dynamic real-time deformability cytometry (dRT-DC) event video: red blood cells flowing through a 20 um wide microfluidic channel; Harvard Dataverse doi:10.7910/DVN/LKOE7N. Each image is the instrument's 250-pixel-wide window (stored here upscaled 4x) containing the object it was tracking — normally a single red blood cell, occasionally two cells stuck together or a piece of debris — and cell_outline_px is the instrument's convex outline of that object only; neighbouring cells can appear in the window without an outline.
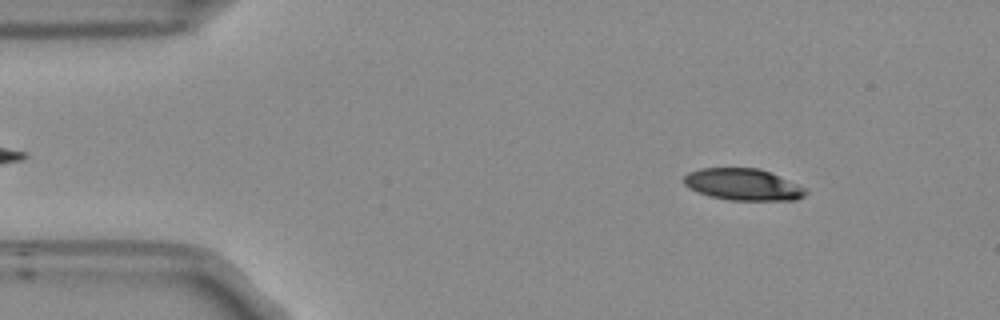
{"species": "Egyptian fruit bat (a non-hibernating species)", "species_latin": "Rousettus aegyptiacus", "temperature_condition": "room temperature", "stored_images_in_passage": 53, "camera_frame_rate_fps": 3000, "um_per_image_px": 0.085, "frame": {"image": 1, "passage_image": 6, "time_ms": 1.667, "image_size_px": [1000, 320], "cell_outline_px": [[808, 192], [804, 196], [796, 200], [728, 200], [708, 196], [688, 188], [684, 184], [684, 176], [688, 172], [700, 168], [760, 168], [800, 184], [808, 188]], "centroid_in_image_um": [63.18, 15.68], "position_along_channel_um": 21.8, "area_um2": 22.83}}
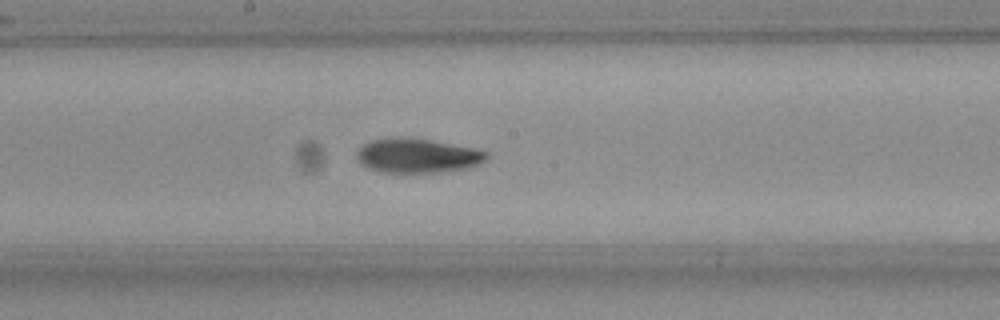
{"frame": {"image": 2, "passage_image": 27, "time_ms": 8.667, "image_size_px": [1000, 320], "cell_outline_px": [[488, 156], [484, 160], [468, 168], [440, 172], [380, 172], [368, 168], [360, 164], [356, 156], [356, 152], [364, 144], [372, 140], [428, 140], [472, 148], [488, 152]], "centroid_in_image_um": [35.47, 13.28], "position_along_channel_um": 212.7, "area_um2": 24.91}}
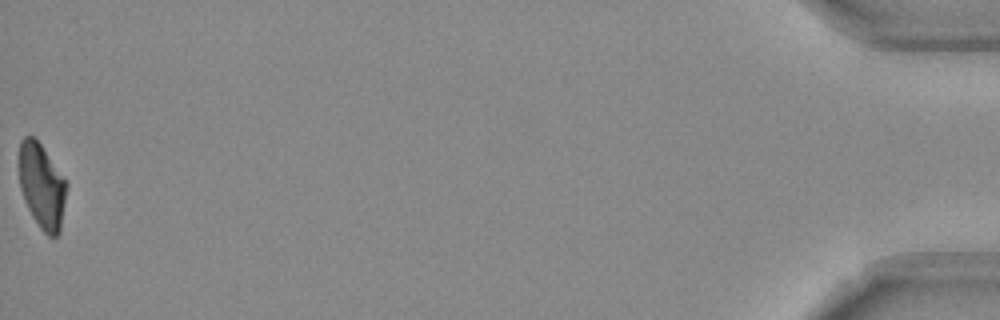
{"frame": {"image": 3, "passage_image": 53, "time_ms": 17.333, "image_size_px": [1000, 320], "cell_outline_px": [[68, 184], [60, 232], [56, 236], [48, 236], [40, 228], [32, 216], [24, 200], [20, 188], [20, 140], [24, 136], [32, 136], [40, 144]], "centroid_in_image_um": [3.57, 15.85], "position_along_channel_um": 431.6, "area_um2": 23.18}, "authors_computed_cell_mechanics": {"area_um2": 24.9696, "velocity_mm_per_s": 3.7475, "shape_relaxation_time_tau1_ms": 4.4969, "shape_relaxation_time_tau2_ms": 4.8441, "deformation_change_tau1": 0.1566, "deformation_change_tau2": 0.1002}}